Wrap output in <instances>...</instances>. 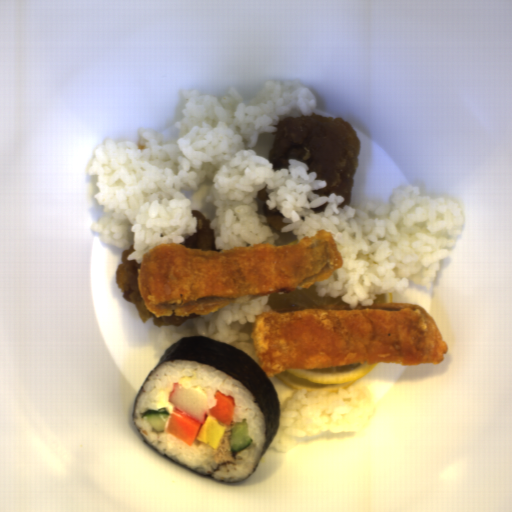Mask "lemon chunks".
Masks as SVG:
<instances>
[{
    "mask_svg": "<svg viewBox=\"0 0 512 512\" xmlns=\"http://www.w3.org/2000/svg\"><path fill=\"white\" fill-rule=\"evenodd\" d=\"M392 293H381L375 295L374 303H392Z\"/></svg>",
    "mask_w": 512,
    "mask_h": 512,
    "instance_id": "lemon-chunks-3",
    "label": "lemon chunks"
},
{
    "mask_svg": "<svg viewBox=\"0 0 512 512\" xmlns=\"http://www.w3.org/2000/svg\"><path fill=\"white\" fill-rule=\"evenodd\" d=\"M377 363V362H376ZM373 364H344L315 369H291L274 374L285 386L306 392L343 391L371 372Z\"/></svg>",
    "mask_w": 512,
    "mask_h": 512,
    "instance_id": "lemon-chunks-1",
    "label": "lemon chunks"
},
{
    "mask_svg": "<svg viewBox=\"0 0 512 512\" xmlns=\"http://www.w3.org/2000/svg\"><path fill=\"white\" fill-rule=\"evenodd\" d=\"M337 304H345L340 296H318L316 285L306 288L272 294L267 306L274 309L279 308H301V307H323Z\"/></svg>",
    "mask_w": 512,
    "mask_h": 512,
    "instance_id": "lemon-chunks-2",
    "label": "lemon chunks"
}]
</instances>
